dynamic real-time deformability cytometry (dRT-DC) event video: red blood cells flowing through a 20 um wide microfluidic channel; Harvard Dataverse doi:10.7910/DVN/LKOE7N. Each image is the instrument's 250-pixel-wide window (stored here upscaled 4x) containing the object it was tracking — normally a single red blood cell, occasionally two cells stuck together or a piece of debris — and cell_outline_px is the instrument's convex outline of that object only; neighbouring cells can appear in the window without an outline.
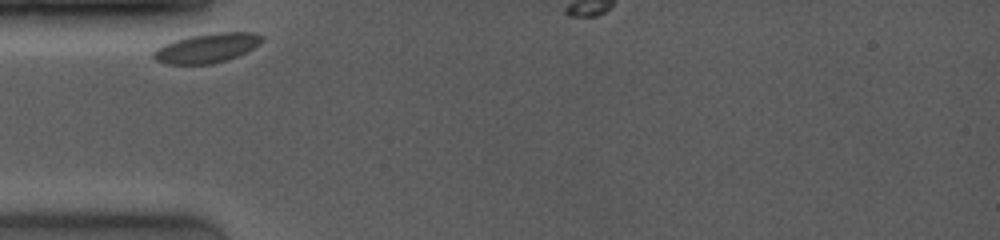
{"species": "common noctule bat (a hibernating species)", "species_latin": "Nyctalus noctula", "temperature_condition": "room temperature", "stored_images_in_passage": 22, "camera_frame_rate_fps": 4000, "um_per_image_px": 0.085, "animal": {"sex": "female", "body_mass_g": 19.0, "forearm_length_mm": 53.3}, "frame": {"image": 1, "passage_image": 1, "time_ms": 0.0, "image_size_px": [1000, 240], "cell_outline_px": [[264, 40], [252, 48], [228, 60], [212, 64], [164, 64], [156, 60], [152, 56], [152, 52], [156, 48], [164, 44], [188, 36], [216, 32], [252, 32], [264, 36]], "centroid_in_image_um": [17.56, 4.08], "position_along_channel_um": 67.4, "area_um2": 18.61}}
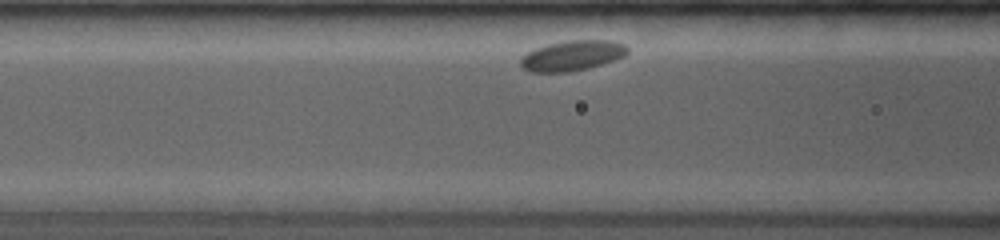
{"frame": {"image": 2, "passage_image": 10, "time_ms": 1.5, "image_size_px": [1000, 240], "cell_outline_px": [[628, 52], [624, 56], [616, 60], [588, 68], [572, 72], [528, 72], [520, 64], [520, 60], [528, 52], [536, 48], [548, 44], [568, 40], [608, 40], [624, 44], [628, 48]], "centroid_in_image_um": [48.66, 4.73], "position_along_channel_um": 117.9, "area_um2": 18.84}}